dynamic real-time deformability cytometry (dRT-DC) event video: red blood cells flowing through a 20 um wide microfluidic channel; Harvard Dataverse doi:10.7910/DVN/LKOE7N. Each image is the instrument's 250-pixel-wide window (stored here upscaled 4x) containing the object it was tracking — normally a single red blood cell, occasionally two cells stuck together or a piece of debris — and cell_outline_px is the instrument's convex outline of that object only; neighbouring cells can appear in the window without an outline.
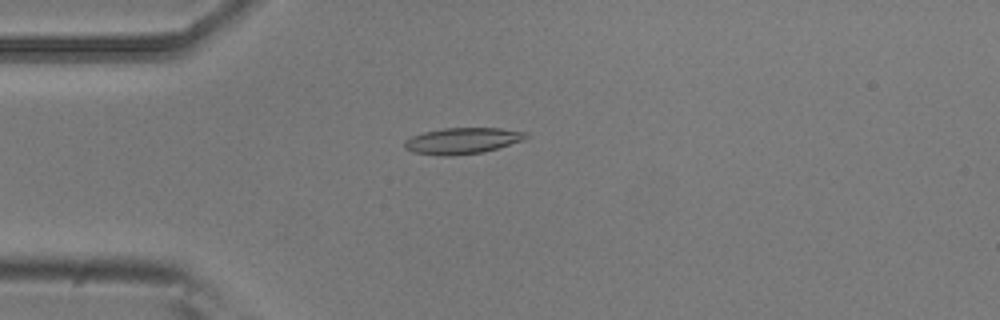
{"species": "common noctule bat (a hibernating species)", "species_latin": "Nyctalus noctula", "temperature_condition": "room temperature", "stored_images_in_passage": 5, "camera_frame_rate_fps": 3000, "um_per_image_px": 0.085, "animal": {"sex": "male", "body_mass_g": 20.5, "forearm_length_mm": 52.5}, "frame": {"image": 1, "passage_image": 2, "time_ms": 0.333, "image_size_px": [1000, 320], "cell_outline_px": [[528, 136], [524, 140], [484, 152], [452, 156], [440, 156], [412, 152], [404, 148], [404, 140], [412, 136], [424, 132], [444, 128], [500, 128], [528, 132]], "centroid_in_image_um": [39.29, 11.97], "position_along_channel_um": 45.7, "area_um2": 18.67}}
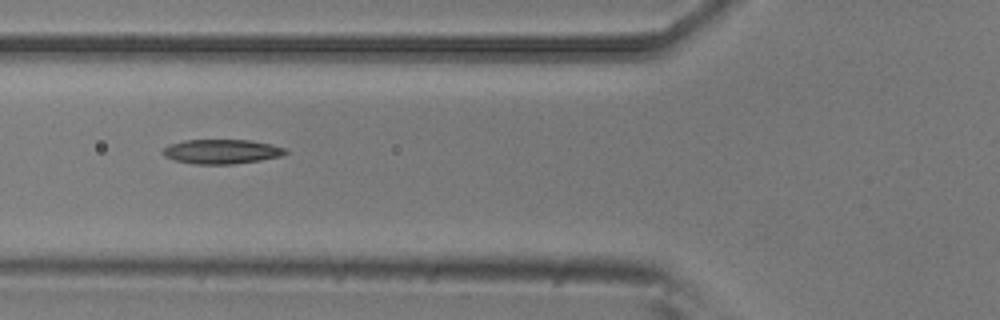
{"frame": {"image": 2, "passage_image": 4, "time_ms": 1.0, "image_size_px": [1000, 320], "cell_outline_px": [[288, 152], [280, 156], [260, 160], [232, 164], [192, 164], [176, 160], [164, 156], [160, 152], [168, 144], [184, 140], [252, 140], [272, 144], [284, 148]], "centroid_in_image_um": [18.8, 12.87], "position_along_channel_um": 107.0, "area_um2": 17.51}}
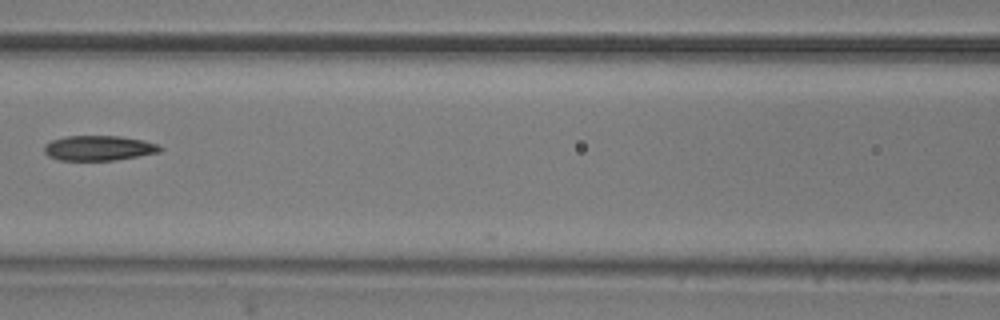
{"frame": {"image": 3, "passage_image": 5, "time_ms": 1.333, "image_size_px": [1000, 320], "cell_outline_px": [[164, 148], [160, 152], [112, 160], [60, 160], [48, 156], [44, 152], [44, 144], [52, 140], [64, 136], [120, 136], [144, 140], [156, 144]], "centroid_in_image_um": [8.37, 12.57], "position_along_channel_um": 158.2, "area_um2": 16.82}}